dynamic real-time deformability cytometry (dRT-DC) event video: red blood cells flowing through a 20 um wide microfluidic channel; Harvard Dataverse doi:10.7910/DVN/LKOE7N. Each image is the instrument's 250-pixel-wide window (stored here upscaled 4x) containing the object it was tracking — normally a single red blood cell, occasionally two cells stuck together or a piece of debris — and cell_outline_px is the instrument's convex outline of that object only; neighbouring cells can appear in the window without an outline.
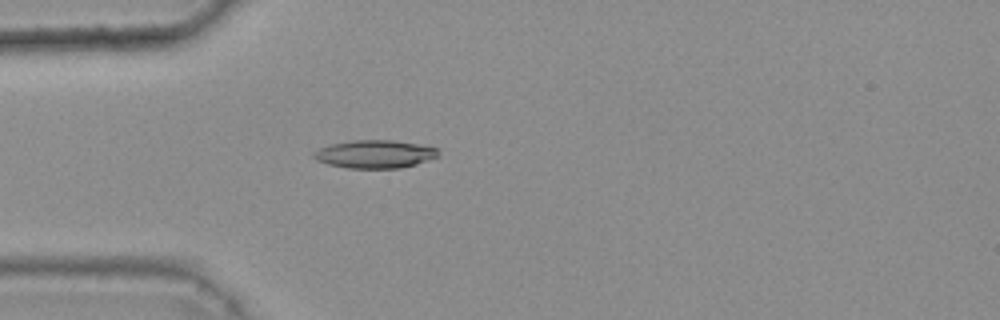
{"species": "common noctule bat (a hibernating species)", "species_latin": "Nyctalus noctula", "temperature_condition": "warm", "stored_images_in_passage": 34, "camera_frame_rate_fps": 3000, "um_per_image_px": 0.085, "animal": {"sex": "female", "body_mass_g": 25.1}, "frame": {"image": 1, "passage_image": 5, "time_ms": 1.333, "image_size_px": [1000, 320], "cell_outline_px": [[436, 156], [416, 164], [400, 168], [348, 168], [328, 164], [316, 160], [312, 156], [312, 152], [320, 148], [332, 144], [352, 140], [392, 140], [416, 144], [436, 148]], "centroid_in_image_um": [31.78, 13.1], "position_along_channel_um": 53.2, "area_um2": 20.0}}
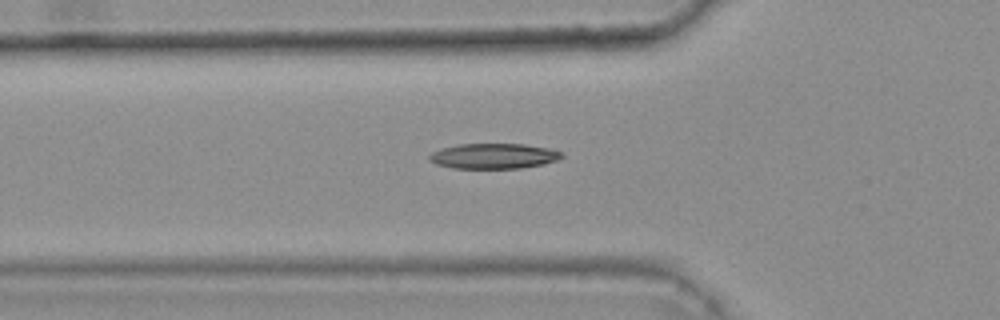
{"frame": {"image": 2, "passage_image": 8, "time_ms": 2.333, "image_size_px": [1000, 320], "cell_outline_px": [[564, 156], [556, 160], [544, 164], [520, 168], [452, 168], [436, 164], [428, 160], [428, 156], [432, 152], [440, 148], [460, 144], [524, 144], [548, 148], [560, 152]], "centroid_in_image_um": [41.92, 13.26], "position_along_channel_um": 83.9, "area_um2": 19.48}}
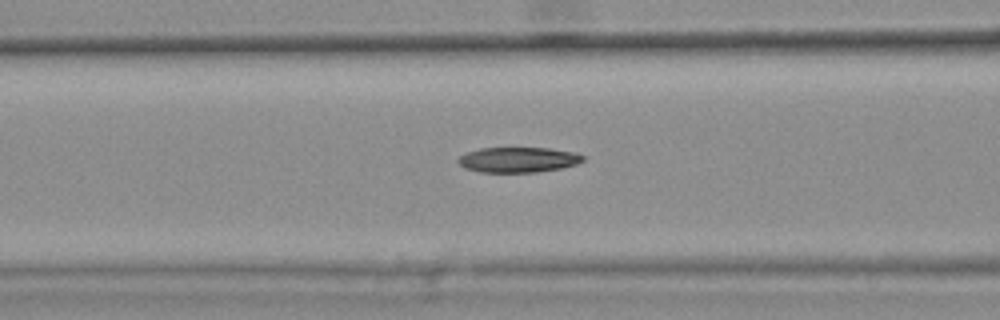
{"frame": {"image": 3, "passage_image": 11, "time_ms": 3.333, "image_size_px": [1000, 320], "cell_outline_px": [[584, 160], [576, 164], [560, 168], [536, 172], [480, 172], [464, 168], [456, 160], [460, 156], [468, 152], [480, 148], [548, 148], [576, 152], [584, 156]], "centroid_in_image_um": [44.04, 13.57], "position_along_channel_um": 122.6, "area_um2": 18.32}}